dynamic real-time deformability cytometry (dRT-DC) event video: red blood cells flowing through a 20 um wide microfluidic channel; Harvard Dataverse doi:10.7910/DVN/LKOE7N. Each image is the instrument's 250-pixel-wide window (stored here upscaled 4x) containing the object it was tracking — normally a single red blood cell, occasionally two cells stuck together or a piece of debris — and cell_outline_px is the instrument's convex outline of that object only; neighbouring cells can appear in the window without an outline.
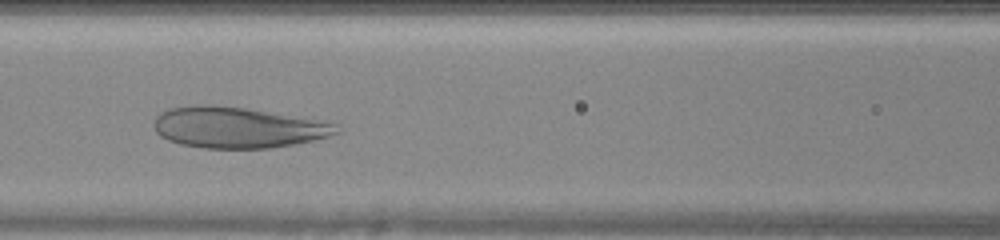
{"species": "human", "species_latin": "Homo sapiens", "temperature_condition": "warm", "stored_images_in_passage": 39, "camera_frame_rate_fps": 3000, "um_per_image_px": 0.085, "donor": {"sex": "female"}, "frame": {"image": 1, "passage_image": 13, "time_ms": 4.0, "image_size_px": [1000, 240], "cell_outline_px": [[340, 132], [328, 136], [312, 140], [292, 144], [268, 148], [204, 148], [180, 144], [168, 140], [160, 136], [156, 132], [152, 124], [156, 116], [160, 112], [168, 108], [196, 104], [216, 104], [244, 108], [316, 120], [336, 124]], "centroid_in_image_um": [20.09, 10.83], "position_along_channel_um": 146.5, "area_um2": 43.35}}
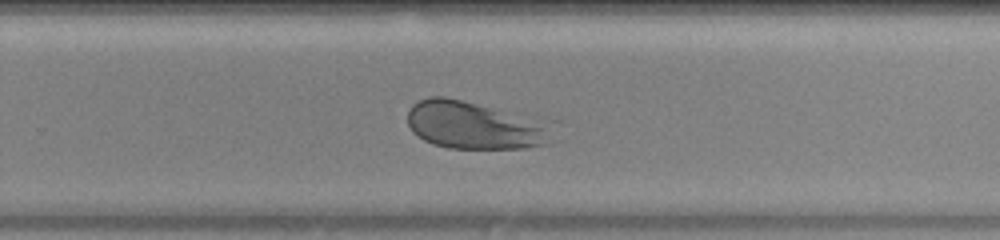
{"frame": {"image": 2, "passage_image": 23, "time_ms": 7.333, "image_size_px": [1000, 240], "cell_outline_px": [[560, 120], [544, 144], [524, 148], [448, 148], [432, 144], [416, 136], [412, 132], [408, 124], [408, 108], [412, 104], [428, 96], [444, 96]], "centroid_in_image_um": [40.47, 10.61], "position_along_channel_um": 289.3, "area_um2": 42.02}}
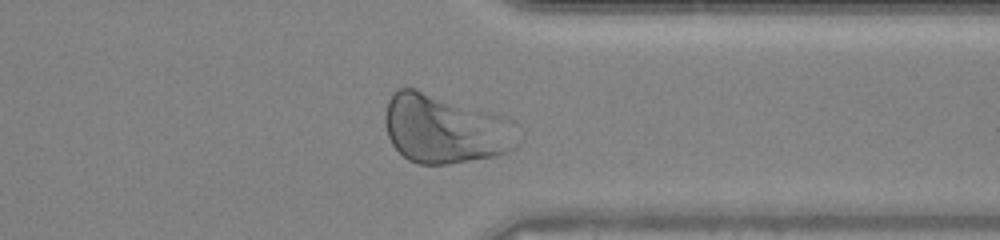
{"frame": {"image": 3, "passage_image": 29, "time_ms": 9.333, "image_size_px": [1000, 240], "cell_outline_px": [[520, 144], [516, 148], [508, 152], [496, 156], [448, 164], [420, 164], [408, 160], [392, 144], [388, 136], [384, 124], [384, 116], [388, 100], [400, 88], [416, 88], [520, 140]], "centroid_in_image_um": [37.42, 11.13], "position_along_channel_um": 374.0, "area_um2": 47.22}}